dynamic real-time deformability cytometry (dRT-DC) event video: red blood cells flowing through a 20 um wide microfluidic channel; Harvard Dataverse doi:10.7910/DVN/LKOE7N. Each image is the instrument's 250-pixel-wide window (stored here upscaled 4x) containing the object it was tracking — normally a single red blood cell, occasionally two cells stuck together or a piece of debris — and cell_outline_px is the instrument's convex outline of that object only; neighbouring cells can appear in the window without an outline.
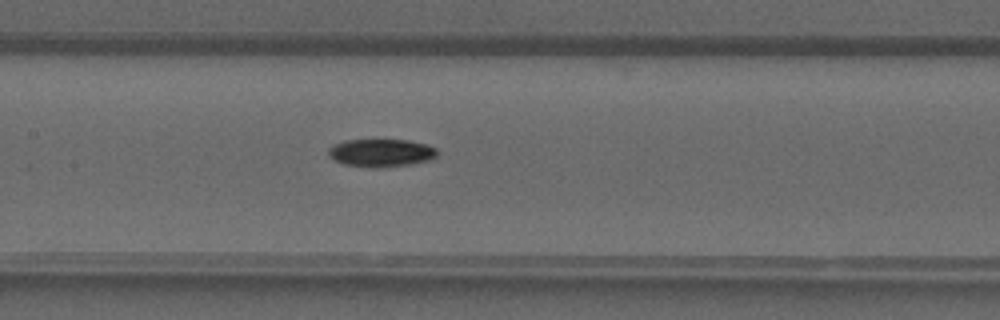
{"species": "common noctule bat (a hibernating species)", "species_latin": "Nyctalus noctula", "temperature_condition": "warm", "stored_images_in_passage": 40, "camera_frame_rate_fps": 3000, "um_per_image_px": 0.085, "animal": {"sex": "male", "forearm_length_mm": 52.5}, "frame": {"image": 1, "passage_image": 19, "time_ms": 6.0, "image_size_px": [1000, 320], "cell_outline_px": [[436, 156], [432, 160], [412, 164], [384, 168], [372, 168], [344, 164], [328, 156], [328, 148], [344, 140], [408, 140], [428, 144], [436, 148]], "centroid_in_image_um": [32.42, 13.0], "position_along_channel_um": 175.0, "area_um2": 17.86}}
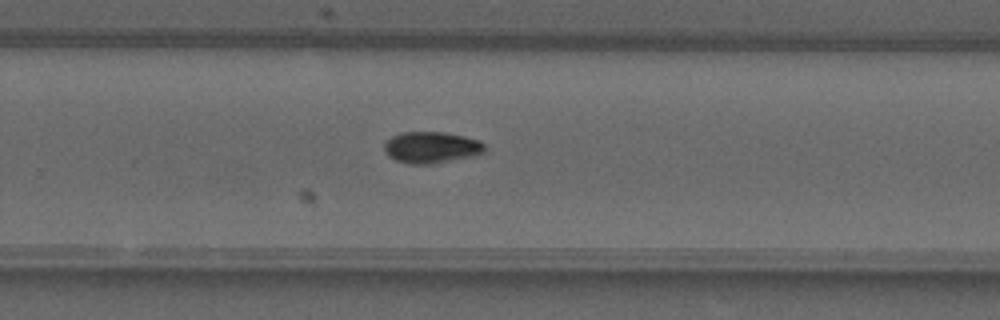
{"frame": {"image": 2, "passage_image": 26, "time_ms": 8.333, "image_size_px": [1000, 320], "cell_outline_px": [[484, 152], [472, 156], [428, 164], [408, 164], [396, 160], [388, 156], [384, 152], [384, 144], [392, 136], [400, 132], [444, 132], [464, 136], [480, 140], [484, 144]], "centroid_in_image_um": [36.63, 12.52], "position_along_channel_um": 293.2, "area_um2": 18.32}}
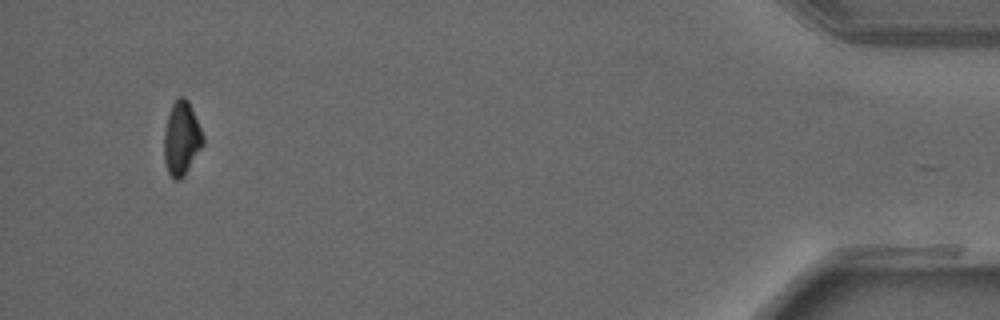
{"frame": {"image": 3, "passage_image": 38, "time_ms": 12.333, "image_size_px": [1000, 320], "cell_outline_px": [[204, 144], [184, 176], [180, 180], [176, 180], [168, 172], [164, 160], [164, 132], [168, 116], [172, 104], [180, 96], [184, 96], [188, 100], [204, 136]], "centroid_in_image_um": [15.44, 11.77], "position_along_channel_um": 419.8, "area_um2": 16.65}}